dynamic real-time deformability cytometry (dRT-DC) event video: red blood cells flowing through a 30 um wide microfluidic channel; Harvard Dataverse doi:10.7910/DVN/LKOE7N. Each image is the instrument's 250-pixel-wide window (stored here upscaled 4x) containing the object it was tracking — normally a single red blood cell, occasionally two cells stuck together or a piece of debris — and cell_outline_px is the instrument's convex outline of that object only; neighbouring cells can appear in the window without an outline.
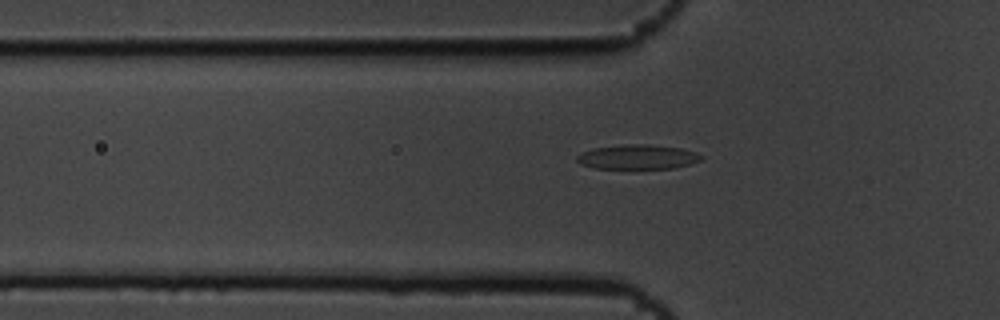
{"species": "common noctule bat (a hibernating species)", "species_latin": "Nyctalus noctula", "temperature_condition": "cold", "stored_images_in_passage": 8, "segment_of_instrument_passage": [2, 2], "camera_frame_rate_fps": 3000, "um_per_image_px": 0.085, "animal": {"sex": "male", "body_mass_g": 19.5, "forearm_length_mm": 54.6}, "frame": {"image": 1, "passage_image": 8, "time_ms": 2.333, "image_size_px": [1000, 320], "cell_outline_px": [[704, 156], [700, 160], [692, 164], [676, 168], [596, 168], [580, 164], [576, 160], [576, 156], [592, 148], [628, 144], [648, 144], [680, 148], [696, 152]], "centroid_in_image_um": [54.23, 13.34], "position_along_channel_um": 71.6, "area_um2": 17.74}}